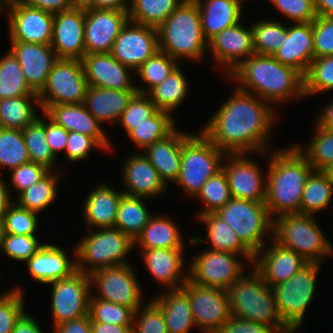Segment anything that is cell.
<instances>
[{"label":"cell","instance_id":"obj_1","mask_svg":"<svg viewBox=\"0 0 333 333\" xmlns=\"http://www.w3.org/2000/svg\"><path fill=\"white\" fill-rule=\"evenodd\" d=\"M232 94L200 131L226 154L266 155L278 119L275 106L238 88Z\"/></svg>","mask_w":333,"mask_h":333},{"label":"cell","instance_id":"obj_2","mask_svg":"<svg viewBox=\"0 0 333 333\" xmlns=\"http://www.w3.org/2000/svg\"><path fill=\"white\" fill-rule=\"evenodd\" d=\"M239 90L255 94L271 105L305 98L304 76L272 55H251L228 75ZM273 103V104H272Z\"/></svg>","mask_w":333,"mask_h":333},{"label":"cell","instance_id":"obj_3","mask_svg":"<svg viewBox=\"0 0 333 333\" xmlns=\"http://www.w3.org/2000/svg\"><path fill=\"white\" fill-rule=\"evenodd\" d=\"M269 153L265 204L271 217L300 213L305 183L313 168L294 145Z\"/></svg>","mask_w":333,"mask_h":333},{"label":"cell","instance_id":"obj_4","mask_svg":"<svg viewBox=\"0 0 333 333\" xmlns=\"http://www.w3.org/2000/svg\"><path fill=\"white\" fill-rule=\"evenodd\" d=\"M159 50L174 58L201 61L208 50V41L201 27L199 7L194 0H184L157 27Z\"/></svg>","mask_w":333,"mask_h":333},{"label":"cell","instance_id":"obj_5","mask_svg":"<svg viewBox=\"0 0 333 333\" xmlns=\"http://www.w3.org/2000/svg\"><path fill=\"white\" fill-rule=\"evenodd\" d=\"M227 292L232 316L274 327L279 333H295L282 319L272 287L253 267Z\"/></svg>","mask_w":333,"mask_h":333},{"label":"cell","instance_id":"obj_6","mask_svg":"<svg viewBox=\"0 0 333 333\" xmlns=\"http://www.w3.org/2000/svg\"><path fill=\"white\" fill-rule=\"evenodd\" d=\"M313 215L284 214L273 219L276 243L301 255L309 263L322 264L333 254V245Z\"/></svg>","mask_w":333,"mask_h":333},{"label":"cell","instance_id":"obj_7","mask_svg":"<svg viewBox=\"0 0 333 333\" xmlns=\"http://www.w3.org/2000/svg\"><path fill=\"white\" fill-rule=\"evenodd\" d=\"M225 156L201 131L197 135L182 132L180 172L174 184L195 198L205 182L222 169Z\"/></svg>","mask_w":333,"mask_h":333},{"label":"cell","instance_id":"obj_8","mask_svg":"<svg viewBox=\"0 0 333 333\" xmlns=\"http://www.w3.org/2000/svg\"><path fill=\"white\" fill-rule=\"evenodd\" d=\"M95 230V231H94ZM74 248L77 270L92 272L128 264L126 256L134 248V241L115 227L88 229Z\"/></svg>","mask_w":333,"mask_h":333},{"label":"cell","instance_id":"obj_9","mask_svg":"<svg viewBox=\"0 0 333 333\" xmlns=\"http://www.w3.org/2000/svg\"><path fill=\"white\" fill-rule=\"evenodd\" d=\"M215 213L235 230L254 255L264 247L269 231L270 236L273 233V218L265 202L232 198Z\"/></svg>","mask_w":333,"mask_h":333},{"label":"cell","instance_id":"obj_10","mask_svg":"<svg viewBox=\"0 0 333 333\" xmlns=\"http://www.w3.org/2000/svg\"><path fill=\"white\" fill-rule=\"evenodd\" d=\"M322 264L308 263L286 282L272 287L277 309L284 322L294 331L304 320L306 309L316 292L317 274Z\"/></svg>","mask_w":333,"mask_h":333},{"label":"cell","instance_id":"obj_11","mask_svg":"<svg viewBox=\"0 0 333 333\" xmlns=\"http://www.w3.org/2000/svg\"><path fill=\"white\" fill-rule=\"evenodd\" d=\"M88 86L81 60L58 59L38 94L41 111L56 104L84 103Z\"/></svg>","mask_w":333,"mask_h":333},{"label":"cell","instance_id":"obj_12","mask_svg":"<svg viewBox=\"0 0 333 333\" xmlns=\"http://www.w3.org/2000/svg\"><path fill=\"white\" fill-rule=\"evenodd\" d=\"M130 263L107 267L92 272L89 277L91 287H98V294L94 297L106 300L118 305L127 306L136 311L143 305V292L138 275L133 271ZM95 286V287H94Z\"/></svg>","mask_w":333,"mask_h":333},{"label":"cell","instance_id":"obj_13","mask_svg":"<svg viewBox=\"0 0 333 333\" xmlns=\"http://www.w3.org/2000/svg\"><path fill=\"white\" fill-rule=\"evenodd\" d=\"M240 256L231 252L204 249L189 262L188 279L194 284L227 291L245 274Z\"/></svg>","mask_w":333,"mask_h":333},{"label":"cell","instance_id":"obj_14","mask_svg":"<svg viewBox=\"0 0 333 333\" xmlns=\"http://www.w3.org/2000/svg\"><path fill=\"white\" fill-rule=\"evenodd\" d=\"M52 285L51 311L53 326L88 315L92 294L88 274L76 270L70 276L49 283Z\"/></svg>","mask_w":333,"mask_h":333},{"label":"cell","instance_id":"obj_15","mask_svg":"<svg viewBox=\"0 0 333 333\" xmlns=\"http://www.w3.org/2000/svg\"><path fill=\"white\" fill-rule=\"evenodd\" d=\"M182 289L188 294L196 328L202 333H217L231 316L228 292L189 279Z\"/></svg>","mask_w":333,"mask_h":333},{"label":"cell","instance_id":"obj_16","mask_svg":"<svg viewBox=\"0 0 333 333\" xmlns=\"http://www.w3.org/2000/svg\"><path fill=\"white\" fill-rule=\"evenodd\" d=\"M11 41L50 45L54 14L34 8L23 0L7 5Z\"/></svg>","mask_w":333,"mask_h":333},{"label":"cell","instance_id":"obj_17","mask_svg":"<svg viewBox=\"0 0 333 333\" xmlns=\"http://www.w3.org/2000/svg\"><path fill=\"white\" fill-rule=\"evenodd\" d=\"M159 51L157 28L128 20L114 41L111 55L136 71Z\"/></svg>","mask_w":333,"mask_h":333},{"label":"cell","instance_id":"obj_18","mask_svg":"<svg viewBox=\"0 0 333 333\" xmlns=\"http://www.w3.org/2000/svg\"><path fill=\"white\" fill-rule=\"evenodd\" d=\"M246 155L249 156L246 153L226 154L224 158L222 169L227 176L231 197L265 202L267 176L259 164Z\"/></svg>","mask_w":333,"mask_h":333},{"label":"cell","instance_id":"obj_19","mask_svg":"<svg viewBox=\"0 0 333 333\" xmlns=\"http://www.w3.org/2000/svg\"><path fill=\"white\" fill-rule=\"evenodd\" d=\"M128 20V11L94 8L85 10L86 54L110 53L114 41Z\"/></svg>","mask_w":333,"mask_h":333},{"label":"cell","instance_id":"obj_20","mask_svg":"<svg viewBox=\"0 0 333 333\" xmlns=\"http://www.w3.org/2000/svg\"><path fill=\"white\" fill-rule=\"evenodd\" d=\"M208 49L228 75L242 61L255 54L251 26L247 28L239 22L223 29L208 41Z\"/></svg>","mask_w":333,"mask_h":333},{"label":"cell","instance_id":"obj_21","mask_svg":"<svg viewBox=\"0 0 333 333\" xmlns=\"http://www.w3.org/2000/svg\"><path fill=\"white\" fill-rule=\"evenodd\" d=\"M84 26L85 10L72 8L54 14L50 46L58 59L81 60L86 54Z\"/></svg>","mask_w":333,"mask_h":333},{"label":"cell","instance_id":"obj_22","mask_svg":"<svg viewBox=\"0 0 333 333\" xmlns=\"http://www.w3.org/2000/svg\"><path fill=\"white\" fill-rule=\"evenodd\" d=\"M271 240L270 245H265L255 255L252 267L268 285L273 287L286 282L309 262L293 250L279 245L273 239Z\"/></svg>","mask_w":333,"mask_h":333},{"label":"cell","instance_id":"obj_23","mask_svg":"<svg viewBox=\"0 0 333 333\" xmlns=\"http://www.w3.org/2000/svg\"><path fill=\"white\" fill-rule=\"evenodd\" d=\"M10 51L21 65L28 86L39 94L45 87L48 75L58 60L50 45L11 41Z\"/></svg>","mask_w":333,"mask_h":333},{"label":"cell","instance_id":"obj_24","mask_svg":"<svg viewBox=\"0 0 333 333\" xmlns=\"http://www.w3.org/2000/svg\"><path fill=\"white\" fill-rule=\"evenodd\" d=\"M81 62L88 85L104 89L136 90L130 78L132 69L121 64L111 53L85 54Z\"/></svg>","mask_w":333,"mask_h":333},{"label":"cell","instance_id":"obj_25","mask_svg":"<svg viewBox=\"0 0 333 333\" xmlns=\"http://www.w3.org/2000/svg\"><path fill=\"white\" fill-rule=\"evenodd\" d=\"M124 194L151 199L166 192L168 185L160 178L158 171L144 156L132 154L123 163Z\"/></svg>","mask_w":333,"mask_h":333},{"label":"cell","instance_id":"obj_26","mask_svg":"<svg viewBox=\"0 0 333 333\" xmlns=\"http://www.w3.org/2000/svg\"><path fill=\"white\" fill-rule=\"evenodd\" d=\"M44 113L68 132L83 133L92 137L103 150H112L101 123L89 113L84 103L51 105Z\"/></svg>","mask_w":333,"mask_h":333},{"label":"cell","instance_id":"obj_27","mask_svg":"<svg viewBox=\"0 0 333 333\" xmlns=\"http://www.w3.org/2000/svg\"><path fill=\"white\" fill-rule=\"evenodd\" d=\"M140 251L152 279L161 286L168 290L180 289L188 280V273L184 272L183 249L154 248Z\"/></svg>","mask_w":333,"mask_h":333},{"label":"cell","instance_id":"obj_28","mask_svg":"<svg viewBox=\"0 0 333 333\" xmlns=\"http://www.w3.org/2000/svg\"><path fill=\"white\" fill-rule=\"evenodd\" d=\"M273 56L305 76L314 59L313 22L287 26V37Z\"/></svg>","mask_w":333,"mask_h":333},{"label":"cell","instance_id":"obj_29","mask_svg":"<svg viewBox=\"0 0 333 333\" xmlns=\"http://www.w3.org/2000/svg\"><path fill=\"white\" fill-rule=\"evenodd\" d=\"M63 247L45 243L27 262L28 274L40 284H49L70 276L77 270L76 259H70Z\"/></svg>","mask_w":333,"mask_h":333},{"label":"cell","instance_id":"obj_30","mask_svg":"<svg viewBox=\"0 0 333 333\" xmlns=\"http://www.w3.org/2000/svg\"><path fill=\"white\" fill-rule=\"evenodd\" d=\"M123 195L122 190L115 191L106 182L94 187L85 198L82 207L86 229L114 227Z\"/></svg>","mask_w":333,"mask_h":333},{"label":"cell","instance_id":"obj_31","mask_svg":"<svg viewBox=\"0 0 333 333\" xmlns=\"http://www.w3.org/2000/svg\"><path fill=\"white\" fill-rule=\"evenodd\" d=\"M203 224L206 225L207 234L205 239L200 237H193L192 244H203L209 241L207 249L231 252L241 255L251 266L254 263L255 255L241 242L235 230L228 225L221 217L215 212L199 215ZM204 241V242H203Z\"/></svg>","mask_w":333,"mask_h":333},{"label":"cell","instance_id":"obj_32","mask_svg":"<svg viewBox=\"0 0 333 333\" xmlns=\"http://www.w3.org/2000/svg\"><path fill=\"white\" fill-rule=\"evenodd\" d=\"M201 17L204 38L209 41L223 29L241 22L245 0H194Z\"/></svg>","mask_w":333,"mask_h":333},{"label":"cell","instance_id":"obj_33","mask_svg":"<svg viewBox=\"0 0 333 333\" xmlns=\"http://www.w3.org/2000/svg\"><path fill=\"white\" fill-rule=\"evenodd\" d=\"M143 152L166 185L175 182L180 172L182 131L176 128L163 140L147 146Z\"/></svg>","mask_w":333,"mask_h":333},{"label":"cell","instance_id":"obj_34","mask_svg":"<svg viewBox=\"0 0 333 333\" xmlns=\"http://www.w3.org/2000/svg\"><path fill=\"white\" fill-rule=\"evenodd\" d=\"M136 90L104 89L89 85L84 105L101 124L119 120Z\"/></svg>","mask_w":333,"mask_h":333},{"label":"cell","instance_id":"obj_35","mask_svg":"<svg viewBox=\"0 0 333 333\" xmlns=\"http://www.w3.org/2000/svg\"><path fill=\"white\" fill-rule=\"evenodd\" d=\"M152 300L162 311L168 333H189L196 324L188 294L182 289H171Z\"/></svg>","mask_w":333,"mask_h":333},{"label":"cell","instance_id":"obj_36","mask_svg":"<svg viewBox=\"0 0 333 333\" xmlns=\"http://www.w3.org/2000/svg\"><path fill=\"white\" fill-rule=\"evenodd\" d=\"M136 245L141 248L140 250L184 249L185 247L179 226L165 215L150 217L148 224L134 240V248Z\"/></svg>","mask_w":333,"mask_h":333},{"label":"cell","instance_id":"obj_37","mask_svg":"<svg viewBox=\"0 0 333 333\" xmlns=\"http://www.w3.org/2000/svg\"><path fill=\"white\" fill-rule=\"evenodd\" d=\"M178 65L160 84L152 88L147 95L160 111L172 115L187 97L188 80Z\"/></svg>","mask_w":333,"mask_h":333},{"label":"cell","instance_id":"obj_38","mask_svg":"<svg viewBox=\"0 0 333 333\" xmlns=\"http://www.w3.org/2000/svg\"><path fill=\"white\" fill-rule=\"evenodd\" d=\"M38 96L0 99V128L22 130L38 118Z\"/></svg>","mask_w":333,"mask_h":333},{"label":"cell","instance_id":"obj_39","mask_svg":"<svg viewBox=\"0 0 333 333\" xmlns=\"http://www.w3.org/2000/svg\"><path fill=\"white\" fill-rule=\"evenodd\" d=\"M144 199L124 194L118 206L114 227L129 236L133 241L148 224L152 216L143 202Z\"/></svg>","mask_w":333,"mask_h":333},{"label":"cell","instance_id":"obj_40","mask_svg":"<svg viewBox=\"0 0 333 333\" xmlns=\"http://www.w3.org/2000/svg\"><path fill=\"white\" fill-rule=\"evenodd\" d=\"M333 198V182L323 171L313 170L308 176L300 206V214L314 215L326 210Z\"/></svg>","mask_w":333,"mask_h":333},{"label":"cell","instance_id":"obj_41","mask_svg":"<svg viewBox=\"0 0 333 333\" xmlns=\"http://www.w3.org/2000/svg\"><path fill=\"white\" fill-rule=\"evenodd\" d=\"M59 179L58 172L50 170L38 182L20 192L16 204L38 214L44 212L58 194Z\"/></svg>","mask_w":333,"mask_h":333},{"label":"cell","instance_id":"obj_42","mask_svg":"<svg viewBox=\"0 0 333 333\" xmlns=\"http://www.w3.org/2000/svg\"><path fill=\"white\" fill-rule=\"evenodd\" d=\"M175 123L171 114L157 110L151 117L135 126L127 136L136 147L140 148L139 150L143 151L150 144L170 135L176 129Z\"/></svg>","mask_w":333,"mask_h":333},{"label":"cell","instance_id":"obj_43","mask_svg":"<svg viewBox=\"0 0 333 333\" xmlns=\"http://www.w3.org/2000/svg\"><path fill=\"white\" fill-rule=\"evenodd\" d=\"M38 96L27 84L21 65L8 50L0 58V99Z\"/></svg>","mask_w":333,"mask_h":333},{"label":"cell","instance_id":"obj_44","mask_svg":"<svg viewBox=\"0 0 333 333\" xmlns=\"http://www.w3.org/2000/svg\"><path fill=\"white\" fill-rule=\"evenodd\" d=\"M184 0H131L129 20L138 24L158 27Z\"/></svg>","mask_w":333,"mask_h":333},{"label":"cell","instance_id":"obj_45","mask_svg":"<svg viewBox=\"0 0 333 333\" xmlns=\"http://www.w3.org/2000/svg\"><path fill=\"white\" fill-rule=\"evenodd\" d=\"M22 135L30 162L41 164L47 169L53 170L56 156L47 143L43 118L38 116L31 124L22 129Z\"/></svg>","mask_w":333,"mask_h":333},{"label":"cell","instance_id":"obj_46","mask_svg":"<svg viewBox=\"0 0 333 333\" xmlns=\"http://www.w3.org/2000/svg\"><path fill=\"white\" fill-rule=\"evenodd\" d=\"M314 132L312 140L304 147L299 144L294 146L306 158L313 170L323 171L333 163V131L324 129L316 123Z\"/></svg>","mask_w":333,"mask_h":333},{"label":"cell","instance_id":"obj_47","mask_svg":"<svg viewBox=\"0 0 333 333\" xmlns=\"http://www.w3.org/2000/svg\"><path fill=\"white\" fill-rule=\"evenodd\" d=\"M255 54L274 55L287 37V25L273 20H257L250 25Z\"/></svg>","mask_w":333,"mask_h":333},{"label":"cell","instance_id":"obj_48","mask_svg":"<svg viewBox=\"0 0 333 333\" xmlns=\"http://www.w3.org/2000/svg\"><path fill=\"white\" fill-rule=\"evenodd\" d=\"M178 64L179 62L168 54L160 50L157 51L135 71L138 74L137 76L148 85L145 89L136 85V91L147 94L152 88L160 84Z\"/></svg>","mask_w":333,"mask_h":333},{"label":"cell","instance_id":"obj_49","mask_svg":"<svg viewBox=\"0 0 333 333\" xmlns=\"http://www.w3.org/2000/svg\"><path fill=\"white\" fill-rule=\"evenodd\" d=\"M195 198L200 199L203 204V208L197 214L198 216L216 212L224 207L232 199L224 170L221 169L210 177Z\"/></svg>","mask_w":333,"mask_h":333},{"label":"cell","instance_id":"obj_50","mask_svg":"<svg viewBox=\"0 0 333 333\" xmlns=\"http://www.w3.org/2000/svg\"><path fill=\"white\" fill-rule=\"evenodd\" d=\"M28 162L22 130L0 128V168L12 170Z\"/></svg>","mask_w":333,"mask_h":333},{"label":"cell","instance_id":"obj_51","mask_svg":"<svg viewBox=\"0 0 333 333\" xmlns=\"http://www.w3.org/2000/svg\"><path fill=\"white\" fill-rule=\"evenodd\" d=\"M88 315L91 322L133 326L135 311L127 306L98 299L91 294Z\"/></svg>","mask_w":333,"mask_h":333},{"label":"cell","instance_id":"obj_52","mask_svg":"<svg viewBox=\"0 0 333 333\" xmlns=\"http://www.w3.org/2000/svg\"><path fill=\"white\" fill-rule=\"evenodd\" d=\"M333 90V55L313 59L304 76L305 98Z\"/></svg>","mask_w":333,"mask_h":333},{"label":"cell","instance_id":"obj_53","mask_svg":"<svg viewBox=\"0 0 333 333\" xmlns=\"http://www.w3.org/2000/svg\"><path fill=\"white\" fill-rule=\"evenodd\" d=\"M38 213L19 207L13 202L2 214L1 234L36 236Z\"/></svg>","mask_w":333,"mask_h":333},{"label":"cell","instance_id":"obj_54","mask_svg":"<svg viewBox=\"0 0 333 333\" xmlns=\"http://www.w3.org/2000/svg\"><path fill=\"white\" fill-rule=\"evenodd\" d=\"M7 291L8 293L0 299V333H11L17 321L26 312L23 289L16 286Z\"/></svg>","mask_w":333,"mask_h":333},{"label":"cell","instance_id":"obj_55","mask_svg":"<svg viewBox=\"0 0 333 333\" xmlns=\"http://www.w3.org/2000/svg\"><path fill=\"white\" fill-rule=\"evenodd\" d=\"M156 105L150 100L147 94L136 92L128 102L127 108L119 118V123L124 127L128 135L135 126L144 122L157 111Z\"/></svg>","mask_w":333,"mask_h":333},{"label":"cell","instance_id":"obj_56","mask_svg":"<svg viewBox=\"0 0 333 333\" xmlns=\"http://www.w3.org/2000/svg\"><path fill=\"white\" fill-rule=\"evenodd\" d=\"M44 244L36 236L1 234L0 250L9 258L26 263Z\"/></svg>","mask_w":333,"mask_h":333},{"label":"cell","instance_id":"obj_57","mask_svg":"<svg viewBox=\"0 0 333 333\" xmlns=\"http://www.w3.org/2000/svg\"><path fill=\"white\" fill-rule=\"evenodd\" d=\"M132 333H168L162 311L152 300L135 311Z\"/></svg>","mask_w":333,"mask_h":333},{"label":"cell","instance_id":"obj_58","mask_svg":"<svg viewBox=\"0 0 333 333\" xmlns=\"http://www.w3.org/2000/svg\"><path fill=\"white\" fill-rule=\"evenodd\" d=\"M293 23L313 22L318 16L314 0H268Z\"/></svg>","mask_w":333,"mask_h":333},{"label":"cell","instance_id":"obj_59","mask_svg":"<svg viewBox=\"0 0 333 333\" xmlns=\"http://www.w3.org/2000/svg\"><path fill=\"white\" fill-rule=\"evenodd\" d=\"M314 59L333 55V17L318 16L313 21Z\"/></svg>","mask_w":333,"mask_h":333},{"label":"cell","instance_id":"obj_60","mask_svg":"<svg viewBox=\"0 0 333 333\" xmlns=\"http://www.w3.org/2000/svg\"><path fill=\"white\" fill-rule=\"evenodd\" d=\"M50 170L45 166L28 162L11 170V184L18 194L38 182Z\"/></svg>","mask_w":333,"mask_h":333},{"label":"cell","instance_id":"obj_61","mask_svg":"<svg viewBox=\"0 0 333 333\" xmlns=\"http://www.w3.org/2000/svg\"><path fill=\"white\" fill-rule=\"evenodd\" d=\"M103 148L90 136L78 132H68L67 144L64 152L71 162L85 159L91 149Z\"/></svg>","mask_w":333,"mask_h":333},{"label":"cell","instance_id":"obj_62","mask_svg":"<svg viewBox=\"0 0 333 333\" xmlns=\"http://www.w3.org/2000/svg\"><path fill=\"white\" fill-rule=\"evenodd\" d=\"M217 333H279L274 327L230 316Z\"/></svg>","mask_w":333,"mask_h":333},{"label":"cell","instance_id":"obj_63","mask_svg":"<svg viewBox=\"0 0 333 333\" xmlns=\"http://www.w3.org/2000/svg\"><path fill=\"white\" fill-rule=\"evenodd\" d=\"M45 120V134L47 143L50 146L52 153L57 157L58 152L65 150L68 138V131L57 125L44 112H42Z\"/></svg>","mask_w":333,"mask_h":333},{"label":"cell","instance_id":"obj_64","mask_svg":"<svg viewBox=\"0 0 333 333\" xmlns=\"http://www.w3.org/2000/svg\"><path fill=\"white\" fill-rule=\"evenodd\" d=\"M53 333H91L89 315L53 326Z\"/></svg>","mask_w":333,"mask_h":333},{"label":"cell","instance_id":"obj_65","mask_svg":"<svg viewBox=\"0 0 333 333\" xmlns=\"http://www.w3.org/2000/svg\"><path fill=\"white\" fill-rule=\"evenodd\" d=\"M28 5L52 14L72 9L71 0H23Z\"/></svg>","mask_w":333,"mask_h":333},{"label":"cell","instance_id":"obj_66","mask_svg":"<svg viewBox=\"0 0 333 333\" xmlns=\"http://www.w3.org/2000/svg\"><path fill=\"white\" fill-rule=\"evenodd\" d=\"M11 333H44L41 325L27 312L17 321Z\"/></svg>","mask_w":333,"mask_h":333},{"label":"cell","instance_id":"obj_67","mask_svg":"<svg viewBox=\"0 0 333 333\" xmlns=\"http://www.w3.org/2000/svg\"><path fill=\"white\" fill-rule=\"evenodd\" d=\"M91 333H132V326L91 322Z\"/></svg>","mask_w":333,"mask_h":333},{"label":"cell","instance_id":"obj_68","mask_svg":"<svg viewBox=\"0 0 333 333\" xmlns=\"http://www.w3.org/2000/svg\"><path fill=\"white\" fill-rule=\"evenodd\" d=\"M317 115L316 123L324 129L333 131V100L328 102Z\"/></svg>","mask_w":333,"mask_h":333},{"label":"cell","instance_id":"obj_69","mask_svg":"<svg viewBox=\"0 0 333 333\" xmlns=\"http://www.w3.org/2000/svg\"><path fill=\"white\" fill-rule=\"evenodd\" d=\"M130 2L131 0H94V9L128 11Z\"/></svg>","mask_w":333,"mask_h":333},{"label":"cell","instance_id":"obj_70","mask_svg":"<svg viewBox=\"0 0 333 333\" xmlns=\"http://www.w3.org/2000/svg\"><path fill=\"white\" fill-rule=\"evenodd\" d=\"M3 181V178H1V173H0V213L3 214L8 207L14 202L11 201L12 199L10 198V189L9 185Z\"/></svg>","mask_w":333,"mask_h":333},{"label":"cell","instance_id":"obj_71","mask_svg":"<svg viewBox=\"0 0 333 333\" xmlns=\"http://www.w3.org/2000/svg\"><path fill=\"white\" fill-rule=\"evenodd\" d=\"M317 16L333 17V0H314Z\"/></svg>","mask_w":333,"mask_h":333},{"label":"cell","instance_id":"obj_72","mask_svg":"<svg viewBox=\"0 0 333 333\" xmlns=\"http://www.w3.org/2000/svg\"><path fill=\"white\" fill-rule=\"evenodd\" d=\"M74 9L87 10L94 8V0H71Z\"/></svg>","mask_w":333,"mask_h":333},{"label":"cell","instance_id":"obj_73","mask_svg":"<svg viewBox=\"0 0 333 333\" xmlns=\"http://www.w3.org/2000/svg\"><path fill=\"white\" fill-rule=\"evenodd\" d=\"M323 172L327 175V177L333 182V163L327 166Z\"/></svg>","mask_w":333,"mask_h":333},{"label":"cell","instance_id":"obj_74","mask_svg":"<svg viewBox=\"0 0 333 333\" xmlns=\"http://www.w3.org/2000/svg\"><path fill=\"white\" fill-rule=\"evenodd\" d=\"M7 5H8V1L7 0H0V15L5 10L7 11Z\"/></svg>","mask_w":333,"mask_h":333},{"label":"cell","instance_id":"obj_75","mask_svg":"<svg viewBox=\"0 0 333 333\" xmlns=\"http://www.w3.org/2000/svg\"><path fill=\"white\" fill-rule=\"evenodd\" d=\"M7 293H8L7 291L4 292V293H2V294H1V292H0V299L3 298Z\"/></svg>","mask_w":333,"mask_h":333},{"label":"cell","instance_id":"obj_76","mask_svg":"<svg viewBox=\"0 0 333 333\" xmlns=\"http://www.w3.org/2000/svg\"><path fill=\"white\" fill-rule=\"evenodd\" d=\"M1 233H2V228H1V222H0V239H1Z\"/></svg>","mask_w":333,"mask_h":333},{"label":"cell","instance_id":"obj_77","mask_svg":"<svg viewBox=\"0 0 333 333\" xmlns=\"http://www.w3.org/2000/svg\"><path fill=\"white\" fill-rule=\"evenodd\" d=\"M0 222H2V214L0 213Z\"/></svg>","mask_w":333,"mask_h":333}]
</instances>
